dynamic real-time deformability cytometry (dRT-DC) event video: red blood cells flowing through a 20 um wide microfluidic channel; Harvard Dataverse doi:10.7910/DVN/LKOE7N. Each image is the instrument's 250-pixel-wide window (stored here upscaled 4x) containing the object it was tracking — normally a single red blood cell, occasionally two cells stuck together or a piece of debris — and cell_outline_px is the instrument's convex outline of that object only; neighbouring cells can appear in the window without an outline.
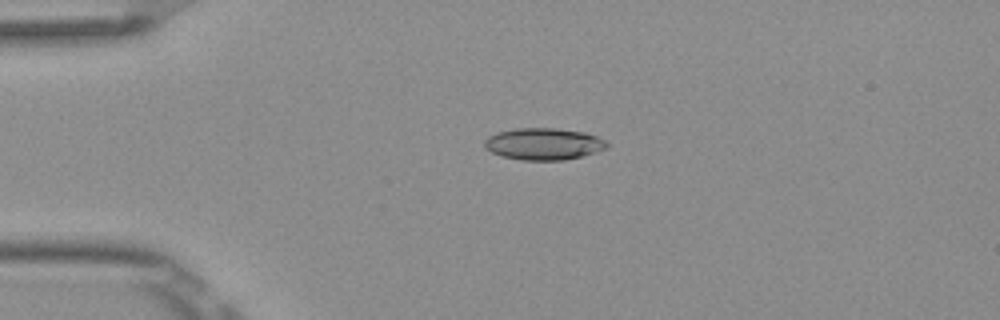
{"species": "Egyptian fruit bat (a non-hibernating species)", "species_latin": "Rousettus aegyptiacus", "temperature_condition": "room temperature", "stored_images_in_passage": 2, "camera_frame_rate_fps": 3000, "um_per_image_px": 0.085, "frame": {"image": 1, "passage_image": 1, "time_ms": 0.0, "image_size_px": [1000, 320], "cell_outline_px": [[608, 148], [596, 152], [564, 160], [520, 160], [500, 156], [484, 148], [484, 140], [488, 136], [496, 132], [516, 128], [556, 128], [584, 132], [596, 136], [604, 140], [608, 144]], "centroid_in_image_um": [46.17, 12.23], "position_along_channel_um": 38.8, "area_um2": 22.83}}